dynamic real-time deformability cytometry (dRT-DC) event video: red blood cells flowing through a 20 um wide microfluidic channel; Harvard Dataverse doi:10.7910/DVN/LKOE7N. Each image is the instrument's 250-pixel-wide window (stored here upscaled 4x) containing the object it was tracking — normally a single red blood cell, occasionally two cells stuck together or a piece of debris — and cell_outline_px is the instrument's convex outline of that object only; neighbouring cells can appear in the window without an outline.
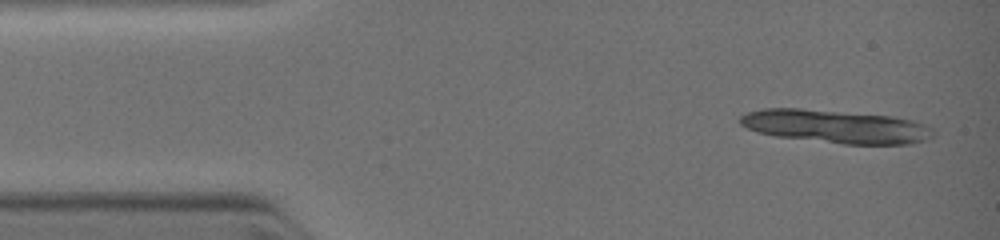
{"species": "common noctule bat (a hibernating species)", "species_latin": "Nyctalus noctula", "temperature_condition": "warm", "stored_images_in_passage": 8, "camera_frame_rate_fps": 3000, "um_per_image_px": 0.085, "animal": {"sex": "female", "body_mass_g": 19.0, "forearm_length_mm": 51.5}, "frame": {"image": 1, "passage_image": 2, "time_ms": 0.333, "image_size_px": [1000, 240], "cell_outline_px": [[920, 140], [908, 144], [844, 144], [776, 136], [760, 132], [748, 128], [740, 124], [740, 116], [748, 112], [764, 108], [796, 108], [892, 116], [908, 120], [920, 124]], "centroid_in_image_um": [70.75, 10.73], "position_along_channel_um": 14.3, "area_um2": 35.55}}
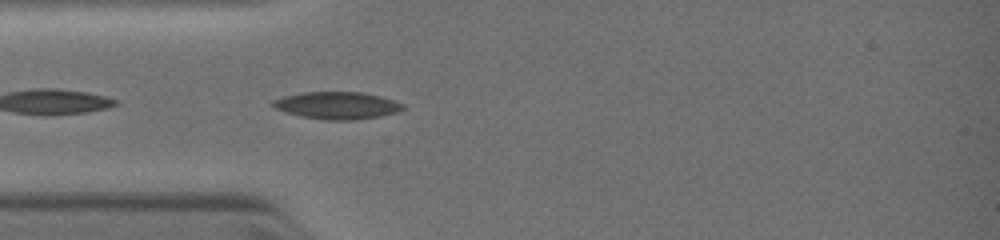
{"frame": {"image": 2, "passage_image": 8, "time_ms": 3.0, "image_size_px": [1000, 240], "cell_outline_px": [[404, 108], [396, 112], [380, 116], [356, 120], [324, 120], [300, 116], [284, 112], [268, 104], [272, 100], [284, 96], [300, 92], [360, 92], [380, 96], [404, 104]], "centroid_in_image_um": [28.59, 8.96], "position_along_channel_um": 56.4, "area_um2": 20.75}}